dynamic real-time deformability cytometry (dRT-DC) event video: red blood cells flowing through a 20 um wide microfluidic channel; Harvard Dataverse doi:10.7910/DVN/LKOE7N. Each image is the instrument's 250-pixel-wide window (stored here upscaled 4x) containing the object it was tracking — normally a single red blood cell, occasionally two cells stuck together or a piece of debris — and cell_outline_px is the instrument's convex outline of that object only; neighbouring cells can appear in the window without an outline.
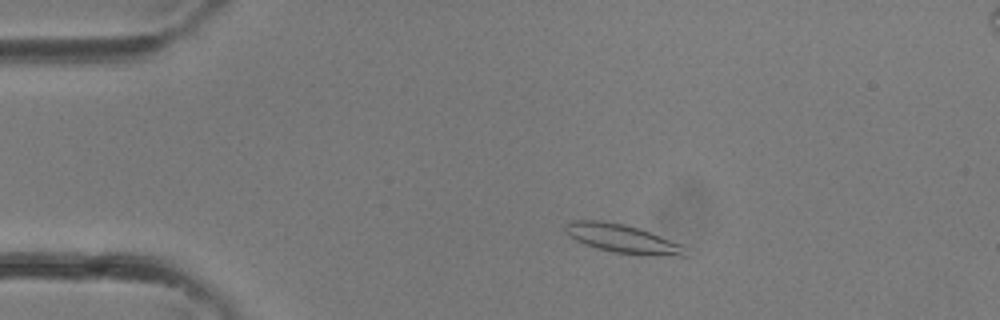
{"species": "common noctule bat (a hibernating species)", "species_latin": "Nyctalus noctula", "temperature_condition": "room temperature", "stored_images_in_passage": 11, "camera_frame_rate_fps": 3000, "um_per_image_px": 0.085, "animal": {"sex": "female"}, "frame": {"image": 1, "passage_image": 5, "time_ms": 1.333, "image_size_px": [1000, 320], "cell_outline_px": [[692, 256], [640, 256], [612, 252], [596, 248], [584, 244], [568, 236], [564, 232], [564, 224], [568, 220], [604, 220], [624, 224], [640, 228], [680, 244]], "centroid_in_image_um": [52.88, 20.29], "position_along_channel_um": 32.1, "area_um2": 20.58}}
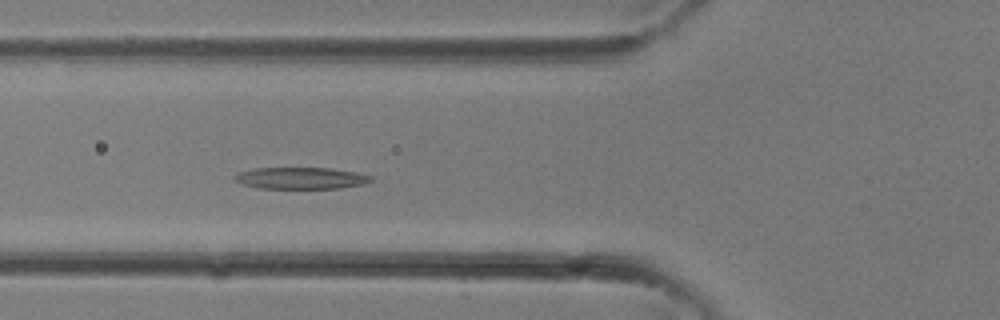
{"frame": {"image": 2, "passage_image": 11, "time_ms": 3.333, "image_size_px": [1000, 320], "cell_outline_px": [[372, 180], [364, 184], [340, 188], [260, 188], [240, 184], [232, 176], [240, 172], [252, 168], [328, 168], [356, 172], [372, 176]], "centroid_in_image_um": [25.55, 15.14], "position_along_channel_um": 100.2, "area_um2": 17.17}}